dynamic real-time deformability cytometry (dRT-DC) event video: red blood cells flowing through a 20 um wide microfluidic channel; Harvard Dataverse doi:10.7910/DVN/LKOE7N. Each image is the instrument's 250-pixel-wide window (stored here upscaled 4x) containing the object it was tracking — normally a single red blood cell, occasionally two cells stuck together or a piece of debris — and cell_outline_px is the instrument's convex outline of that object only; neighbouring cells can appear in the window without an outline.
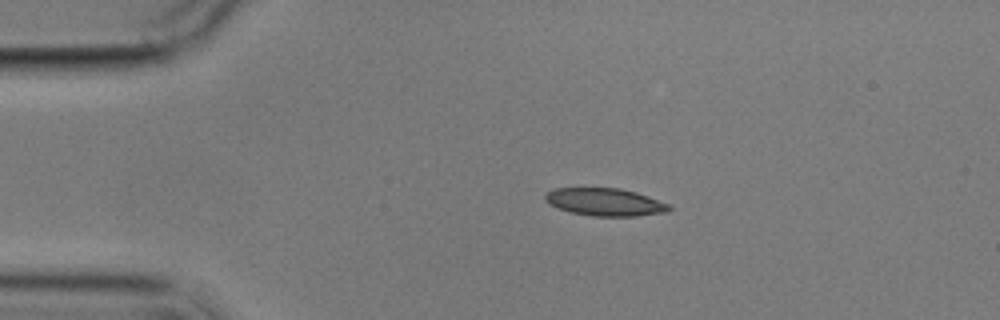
{"species": "common noctule bat (a hibernating species)", "species_latin": "Nyctalus noctula", "temperature_condition": "cold", "stored_images_in_passage": 9, "camera_frame_rate_fps": 3000, "um_per_image_px": 0.085, "animal": {"sex": "male", "body_mass_g": 17.9}, "frame": {"image": 1, "passage_image": 1, "time_ms": 0.0, "image_size_px": [1000, 320], "cell_outline_px": [[672, 208], [668, 212], [636, 216], [592, 216], [572, 212], [556, 208], [548, 204], [544, 200], [544, 196], [552, 188], [620, 188], [636, 192], [648, 196], [668, 204]], "centroid_in_image_um": [51.4, 17.17], "position_along_channel_um": 33.6, "area_um2": 20.06}}
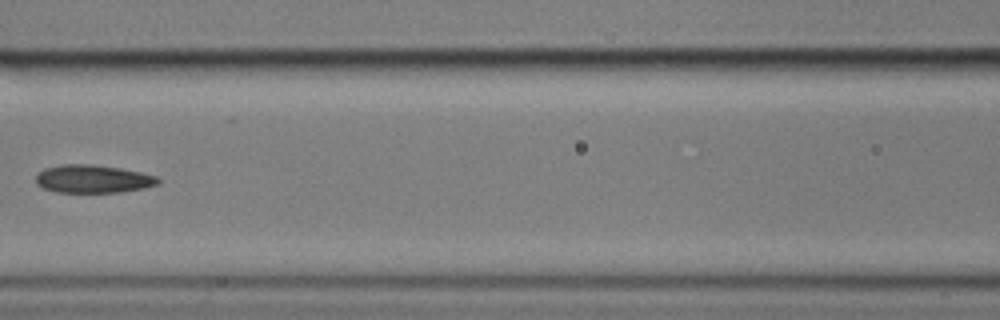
{"frame": {"image": 2, "passage_image": 5, "time_ms": 4.667, "image_size_px": [1000, 320], "cell_outline_px": [[160, 184], [144, 188], [120, 192], [56, 192], [44, 188], [36, 184], [36, 176], [44, 168], [64, 164], [92, 164], [120, 168], [140, 172], [156, 176], [160, 180]], "centroid_in_image_um": [7.91, 15.21], "position_along_channel_um": 158.7, "area_um2": 19.94}}
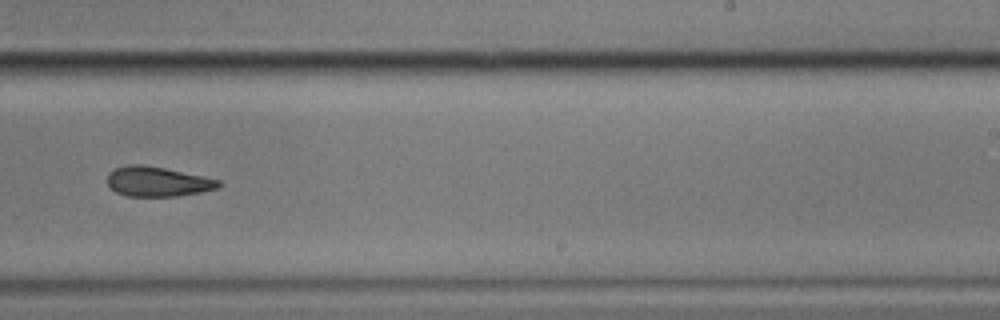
{"frame": {"image": 3, "passage_image": 8, "time_ms": 8.0, "image_size_px": [1000, 320], "cell_outline_px": [[224, 184], [216, 188], [200, 192], [176, 196], [128, 196], [116, 192], [108, 184], [108, 172], [116, 168], [128, 164], [140, 164], [164, 168], [204, 176], [220, 180]], "centroid_in_image_um": [13.4, 15.43], "position_along_channel_um": 275.6, "area_um2": 19.25}}